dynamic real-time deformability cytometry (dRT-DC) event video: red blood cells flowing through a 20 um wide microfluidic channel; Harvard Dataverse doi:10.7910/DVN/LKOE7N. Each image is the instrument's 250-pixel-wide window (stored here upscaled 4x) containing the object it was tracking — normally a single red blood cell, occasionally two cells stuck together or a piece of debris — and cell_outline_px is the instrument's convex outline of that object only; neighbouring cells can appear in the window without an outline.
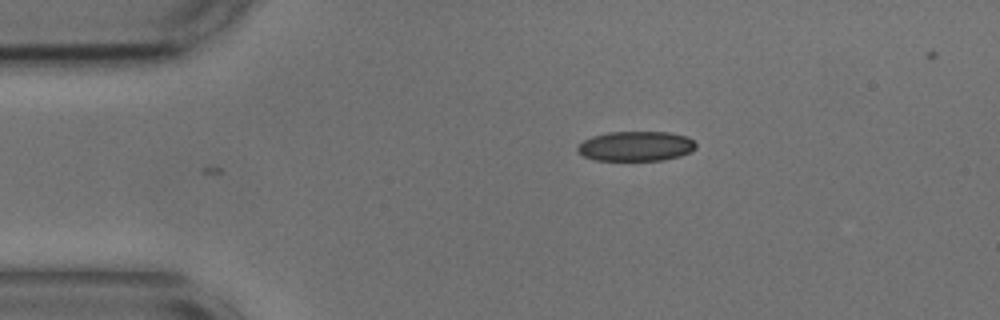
{"species": "common noctule bat (a hibernating species)", "species_latin": "Nyctalus noctula", "temperature_condition": "cold", "stored_images_in_passage": 6, "camera_frame_rate_fps": 3000, "um_per_image_px": 0.085, "animal": {"sex": "male", "body_mass_g": 17.9, "forearm_length_mm": 54.2}, "frame": {"image": 1, "passage_image": 1, "time_ms": 0.0, "image_size_px": [1000, 320], "cell_outline_px": [[696, 148], [680, 156], [664, 160], [596, 160], [584, 156], [576, 152], [576, 148], [584, 140], [592, 136], [608, 132], [668, 132], [688, 136], [696, 144]], "centroid_in_image_um": [54.04, 12.42], "position_along_channel_um": 31.0, "area_um2": 20.58}}
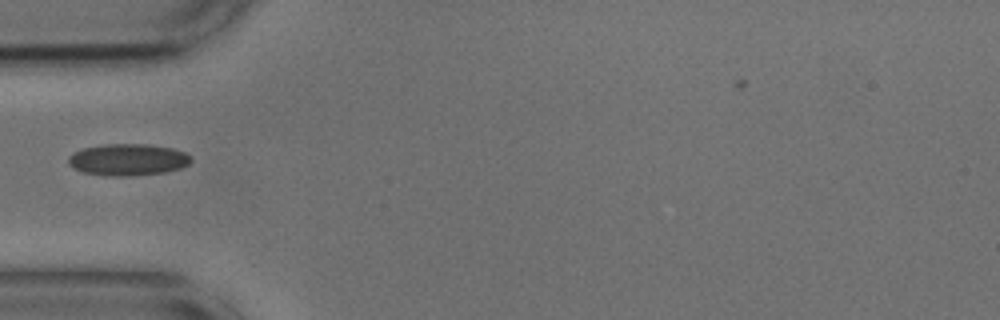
{"frame": {"image": 2, "passage_image": 3, "time_ms": 0.667, "image_size_px": [1000, 320], "cell_outline_px": [[192, 160], [188, 164], [180, 168], [168, 172], [132, 176], [104, 176], [84, 172], [72, 168], [68, 164], [68, 156], [72, 152], [84, 148], [104, 144], [148, 144], [172, 148], [184, 152]], "centroid_in_image_um": [10.84, 13.58], "position_along_channel_um": 74.2, "area_um2": 22.89}}
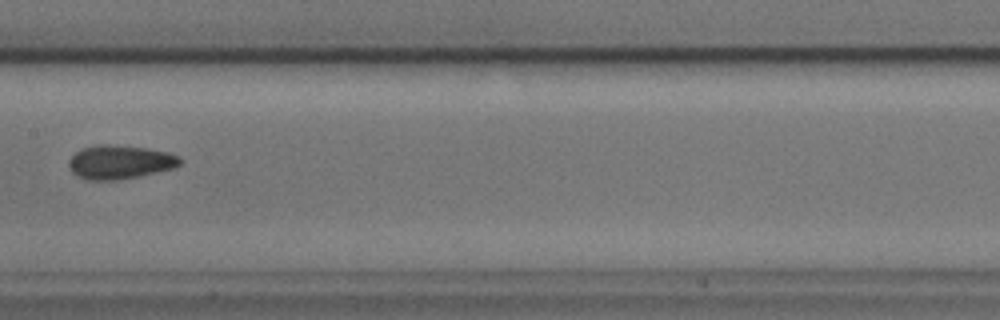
{"frame": {"image": 3, "passage_image": 6, "time_ms": 1.667, "image_size_px": [1000, 320], "cell_outline_px": [[180, 164], [172, 168], [156, 172], [116, 180], [88, 180], [72, 172], [68, 168], [68, 160], [80, 148], [96, 144], [108, 144], [148, 148], [168, 152], [180, 156]], "centroid_in_image_um": [10.15, 13.75], "position_along_channel_um": 197.3, "area_um2": 21.85}}